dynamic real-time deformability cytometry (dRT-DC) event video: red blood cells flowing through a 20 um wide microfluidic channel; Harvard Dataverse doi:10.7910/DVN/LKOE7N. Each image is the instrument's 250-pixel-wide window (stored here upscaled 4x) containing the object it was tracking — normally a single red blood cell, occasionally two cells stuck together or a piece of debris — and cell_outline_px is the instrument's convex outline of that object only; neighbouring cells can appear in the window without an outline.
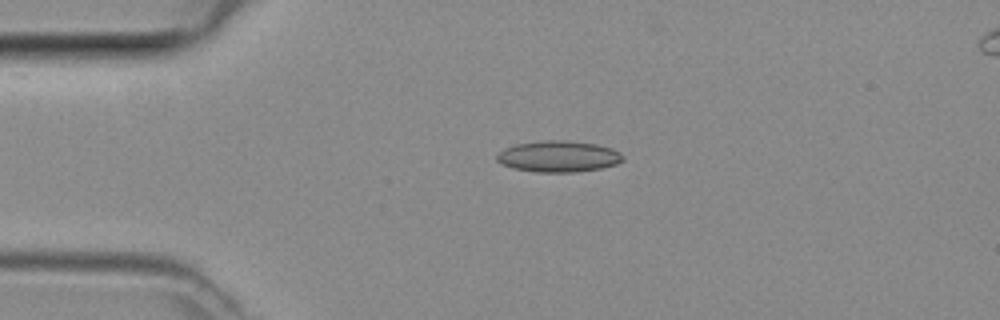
{"species": "common noctule bat (a hibernating species)", "species_latin": "Nyctalus noctula", "temperature_condition": "room temperature", "stored_images_in_passage": 4, "camera_frame_rate_fps": 3000, "um_per_image_px": 0.085, "animal": {"sex": "female", "body_mass_g": 29.2, "forearm_length_mm": 56.3}, "frame": {"image": 1, "passage_image": 2, "time_ms": 0.333, "image_size_px": [1000, 320], "cell_outline_px": [[624, 160], [616, 164], [600, 168], [576, 172], [536, 172], [512, 168], [500, 164], [496, 160], [496, 152], [504, 148], [516, 144], [544, 140], [568, 140], [596, 144], [612, 148], [620, 152], [624, 156]], "centroid_in_image_um": [47.44, 13.29], "position_along_channel_um": 37.6, "area_um2": 23.24}}